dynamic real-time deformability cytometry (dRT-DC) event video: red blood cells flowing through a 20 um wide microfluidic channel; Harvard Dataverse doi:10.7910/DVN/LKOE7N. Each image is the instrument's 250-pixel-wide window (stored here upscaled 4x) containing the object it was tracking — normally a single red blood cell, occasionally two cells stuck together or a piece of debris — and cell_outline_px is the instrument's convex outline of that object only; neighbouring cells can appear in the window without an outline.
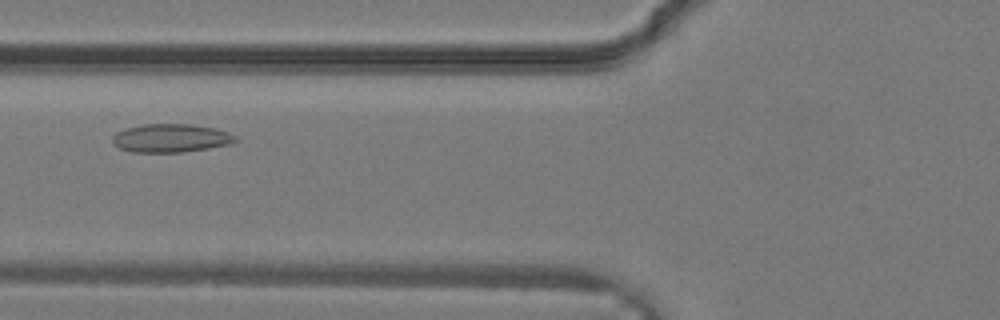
{"species": "common noctule bat (a hibernating species)", "species_latin": "Nyctalus noctula", "temperature_condition": "warm", "stored_images_in_passage": 24, "camera_frame_rate_fps": 3000, "um_per_image_px": 0.085, "animal": {"sex": "male", "body_mass_g": 19.2, "forearm_length_mm": 51.8}, "frame": {"image": 1, "passage_image": 6, "time_ms": 1.667, "image_size_px": [1000, 320], "cell_outline_px": [[240, 140], [232, 144], [208, 148], [180, 152], [132, 152], [120, 148], [112, 144], [112, 136], [116, 132], [128, 128], [144, 124], [188, 124], [216, 128], [228, 132], [236, 136]], "centroid_in_image_um": [14.55, 11.74], "position_along_channel_um": 111.3, "area_um2": 20.4}}
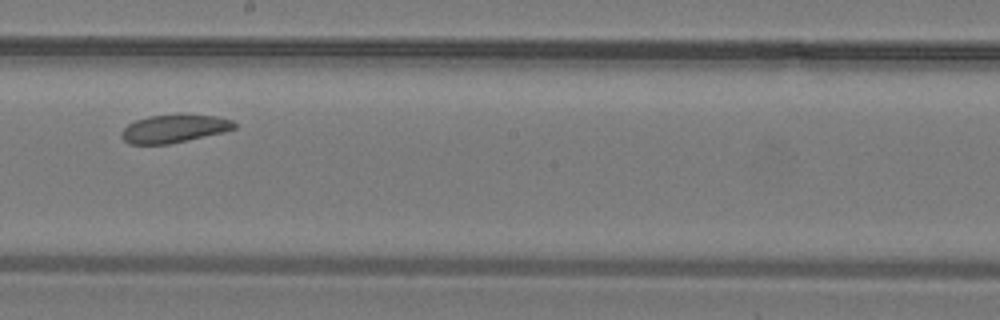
{"frame": {"image": 2, "passage_image": 12, "time_ms": 3.667, "image_size_px": [1000, 320], "cell_outline_px": [[236, 128], [224, 132], [168, 144], [128, 144], [124, 140], [120, 132], [128, 124], [136, 120], [148, 116], [180, 112], [220, 116], [232, 120], [236, 124]], "centroid_in_image_um": [14.83, 10.89], "position_along_channel_um": 233.4, "area_um2": 19.02}}
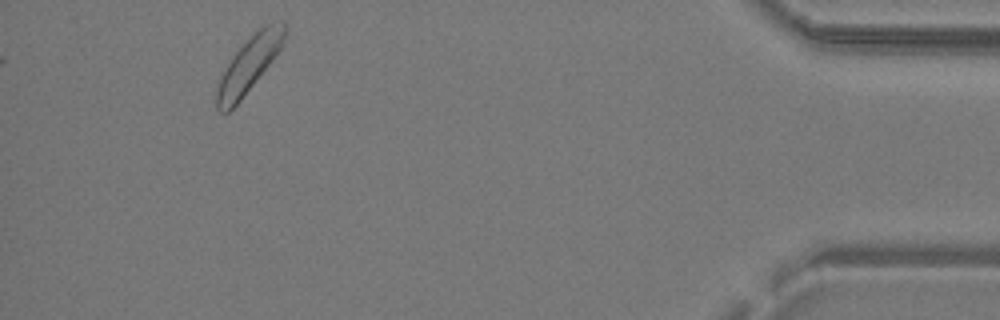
{"frame": {"image": 3, "passage_image": 24, "time_ms": 7.667, "image_size_px": [1000, 320], "cell_outline_px": [[284, 44], [240, 100], [228, 112], [220, 112], [216, 108], [216, 84], [220, 76], [232, 56], [260, 28], [272, 20], [284, 24]], "centroid_in_image_um": [21.11, 5.52], "position_along_channel_um": 414.1, "area_um2": 21.21}}